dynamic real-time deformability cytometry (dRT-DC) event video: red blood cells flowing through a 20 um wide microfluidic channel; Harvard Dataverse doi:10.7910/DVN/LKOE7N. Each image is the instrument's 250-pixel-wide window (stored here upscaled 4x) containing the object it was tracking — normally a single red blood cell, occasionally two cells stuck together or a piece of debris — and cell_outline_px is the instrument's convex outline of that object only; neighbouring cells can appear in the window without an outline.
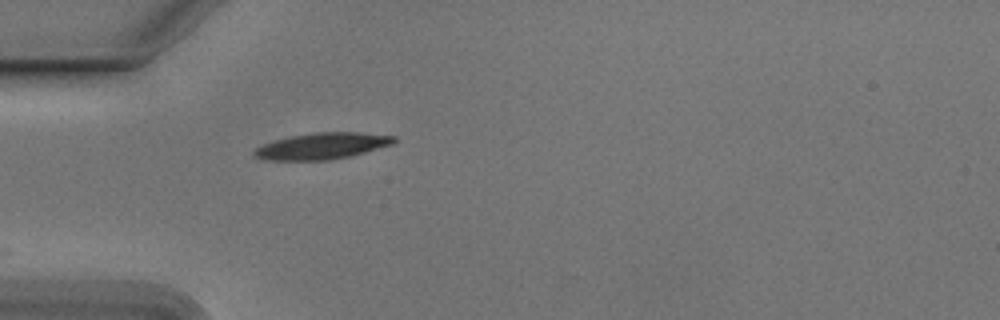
{"species": "Egyptian fruit bat (a non-hibernating species)", "species_latin": "Rousettus aegyptiacus", "temperature_condition": "cold", "stored_images_in_passage": 5, "camera_frame_rate_fps": 3000, "um_per_image_px": 0.085, "animal": {"sex": "male"}, "frame": {"image": 1, "passage_image": 1, "time_ms": 0.0, "image_size_px": [1000, 320], "cell_outline_px": [[396, 140], [392, 144], [364, 152], [348, 156], [328, 160], [264, 160], [256, 156], [252, 152], [256, 148], [264, 144], [276, 140], [292, 136], [316, 132], [356, 132], [396, 136]], "centroid_in_image_um": [27.37, 12.41], "position_along_channel_um": 57.6, "area_um2": 21.1}}
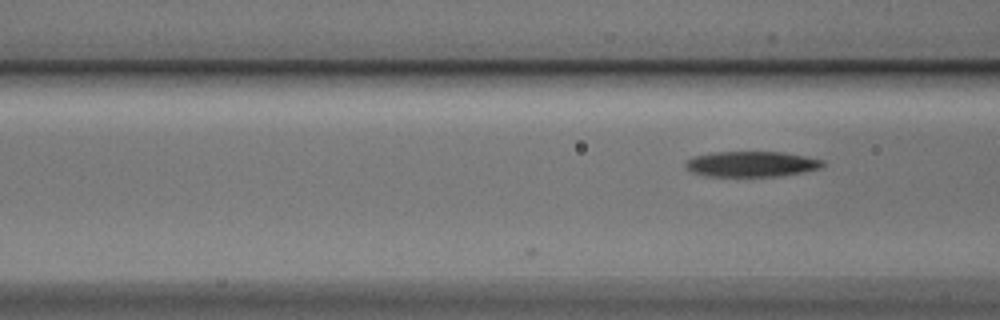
{"frame": {"image": 2, "passage_image": 5, "time_ms": 1.333, "image_size_px": [1000, 320], "cell_outline_px": [[824, 164], [820, 168], [804, 172], [780, 176], [708, 176], [692, 172], [684, 164], [688, 160], [696, 156], [716, 152], [784, 152], [824, 160]], "centroid_in_image_um": [63.92, 13.94], "position_along_channel_um": 102.7, "area_um2": 20.17}}